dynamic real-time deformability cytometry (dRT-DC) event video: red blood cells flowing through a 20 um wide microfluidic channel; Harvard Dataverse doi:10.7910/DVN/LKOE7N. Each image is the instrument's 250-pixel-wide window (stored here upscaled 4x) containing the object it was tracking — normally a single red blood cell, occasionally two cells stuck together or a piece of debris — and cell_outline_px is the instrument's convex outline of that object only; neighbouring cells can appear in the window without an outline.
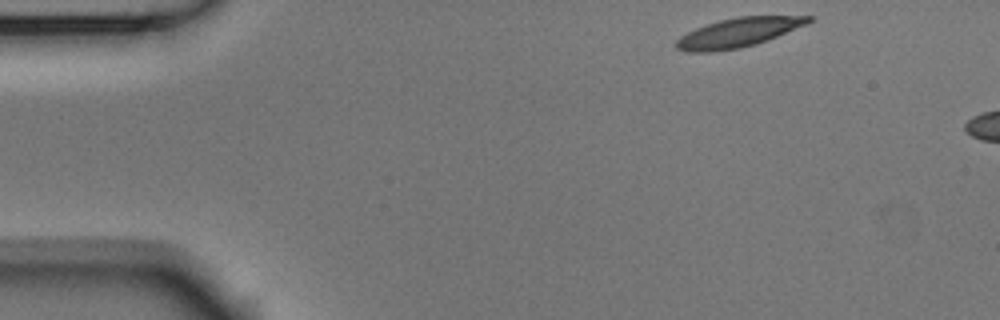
{"species": "Egyptian fruit bat (a non-hibernating species)", "species_latin": "Rousettus aegyptiacus", "temperature_condition": "room temperature", "stored_images_in_passage": 45, "camera_frame_rate_fps": 3000, "um_per_image_px": 0.085, "animal": {"sex": "male"}, "frame": {"image": 1, "passage_image": 1, "time_ms": 0.0, "image_size_px": [1000, 320], "cell_outline_px": [[816, 16], [808, 24], [768, 40], [756, 44], [740, 48], [712, 52], [688, 52], [676, 48], [672, 44], [680, 36], [696, 28], [720, 20], [736, 16]], "centroid_in_image_um": [62.75, 2.77], "position_along_channel_um": 22.2, "area_um2": 22.66}}
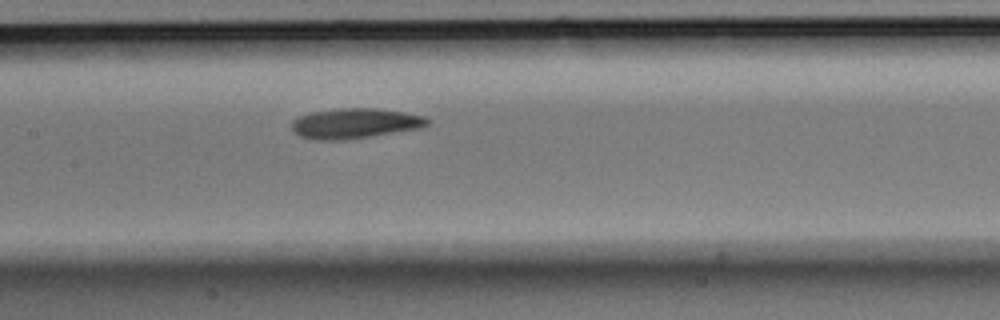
{"frame": {"image": 2, "passage_image": 20, "time_ms": 6.333, "image_size_px": [1000, 320], "cell_outline_px": [[428, 124], [420, 128], [372, 136], [340, 140], [312, 140], [300, 136], [292, 128], [292, 120], [296, 116], [312, 112], [340, 108], [376, 108], [404, 112], [424, 116], [428, 120]], "centroid_in_image_um": [30.13, 10.48], "position_along_channel_um": 177.3, "area_um2": 23.81}}
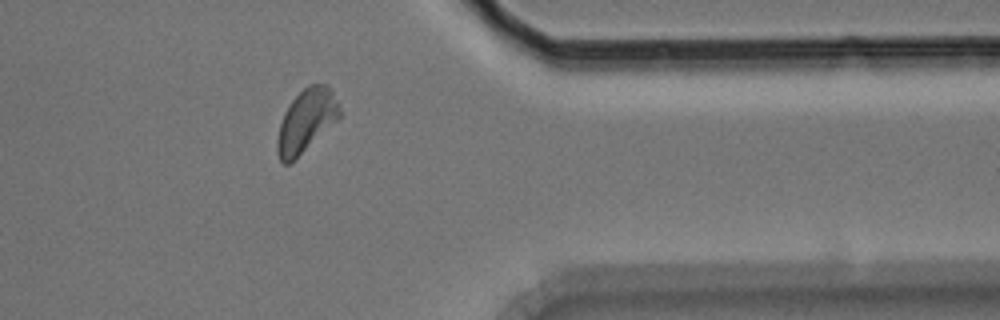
{"frame": {"image": 3, "passage_image": 38, "time_ms": 12.333, "image_size_px": [1000, 320], "cell_outline_px": [[340, 116], [336, 120], [288, 164], [284, 164], [280, 160], [276, 152], [276, 140], [280, 124], [284, 112], [292, 100], [308, 84], [328, 84], [336, 100], [340, 112]], "centroid_in_image_um": [25.99, 10.24], "position_along_channel_um": 385.4, "area_um2": 22.08}}